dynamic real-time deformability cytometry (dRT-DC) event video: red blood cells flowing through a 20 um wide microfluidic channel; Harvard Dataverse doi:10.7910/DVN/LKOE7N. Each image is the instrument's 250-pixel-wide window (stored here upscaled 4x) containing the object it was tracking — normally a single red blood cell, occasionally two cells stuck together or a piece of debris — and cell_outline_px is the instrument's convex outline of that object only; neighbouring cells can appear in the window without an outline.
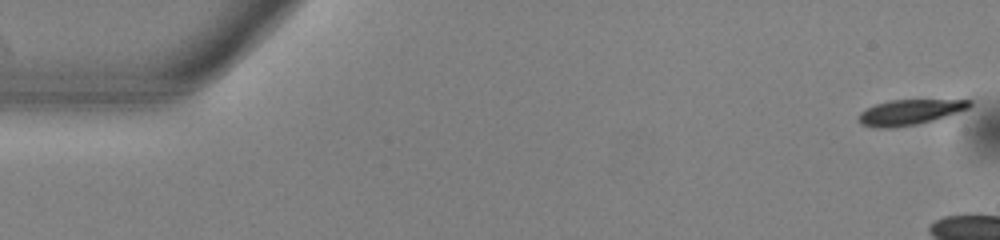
{"species": "common noctule bat (a hibernating species)", "species_latin": "Nyctalus noctula", "temperature_condition": "warm", "stored_images_in_passage": 19, "camera_frame_rate_fps": 3000, "um_per_image_px": 0.085, "animal": {"sex": "male", "body_mass_g": 13.0, "forearm_length_mm": 53.1}, "frame": {"image": 1, "passage_image": 1, "time_ms": 0.0, "image_size_px": [1000, 240], "cell_outline_px": [[972, 104], [968, 108], [932, 120], [916, 124], [892, 128], [876, 128], [860, 124], [856, 120], [860, 112], [876, 104], [888, 100], [972, 100]], "centroid_in_image_um": [77.24, 9.54], "position_along_channel_um": 7.8, "area_um2": 16.18}}
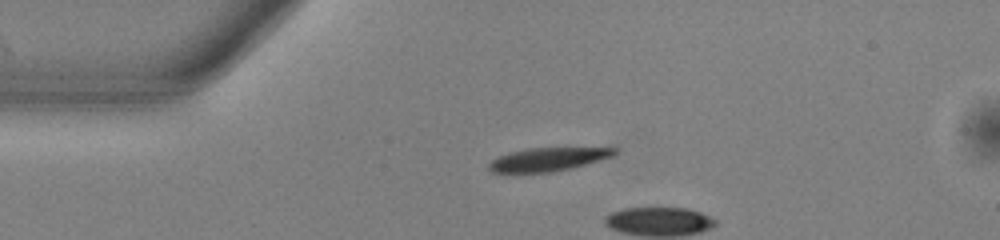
{"frame": {"image": 2, "passage_image": 12, "time_ms": 3.667, "image_size_px": [1000, 240], "cell_outline_px": [[616, 152], [612, 156], [600, 160], [572, 168], [552, 172], [492, 172], [488, 168], [488, 164], [492, 160], [508, 152], [528, 148], [616, 148]], "centroid_in_image_um": [46.56, 13.54], "position_along_channel_um": 38.4, "area_um2": 16.88}}